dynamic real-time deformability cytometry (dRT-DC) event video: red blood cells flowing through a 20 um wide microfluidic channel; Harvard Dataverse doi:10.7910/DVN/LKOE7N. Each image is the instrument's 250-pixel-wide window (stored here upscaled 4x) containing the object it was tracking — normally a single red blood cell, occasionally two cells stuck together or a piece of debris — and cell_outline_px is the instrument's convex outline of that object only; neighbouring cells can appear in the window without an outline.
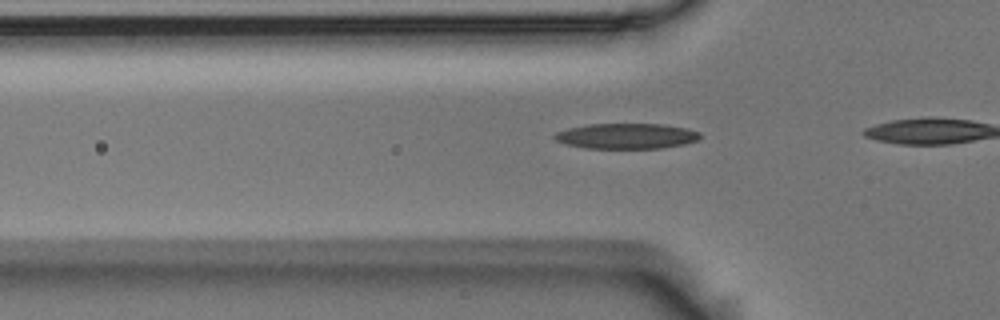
{"species": "Egyptian fruit bat (a non-hibernating species)", "species_latin": "Rousettus aegyptiacus", "temperature_condition": "room temperature", "stored_images_in_passage": 15, "camera_frame_rate_fps": 3000, "um_per_image_px": 0.085, "animal": {"sex": "male"}, "frame": {"image": 1, "passage_image": 12, "time_ms": 3.667, "image_size_px": [1000, 320], "cell_outline_px": [[700, 136], [696, 140], [684, 144], [660, 148], [584, 148], [564, 144], [556, 140], [552, 136], [556, 132], [568, 128], [588, 124], [664, 124], [688, 128], [700, 132]], "centroid_in_image_um": [53.22, 11.56], "position_along_channel_um": 72.6, "area_um2": 21.62}}